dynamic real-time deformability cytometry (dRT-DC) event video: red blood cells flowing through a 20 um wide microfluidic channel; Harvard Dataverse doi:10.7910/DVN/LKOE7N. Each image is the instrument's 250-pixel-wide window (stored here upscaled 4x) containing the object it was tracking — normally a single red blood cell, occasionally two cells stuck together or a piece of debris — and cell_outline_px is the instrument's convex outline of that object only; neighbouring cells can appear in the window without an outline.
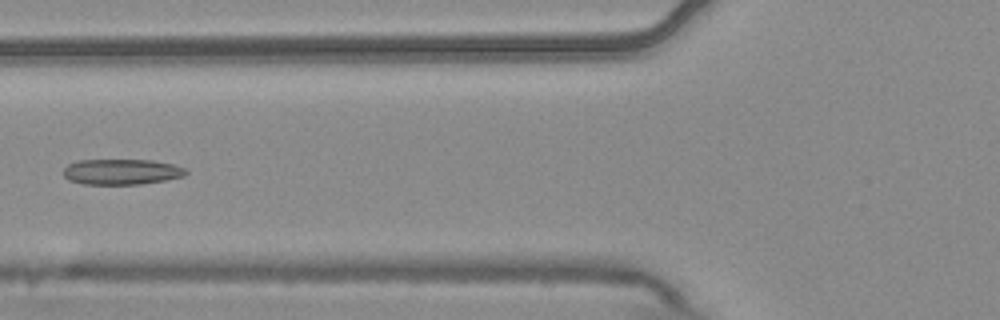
{"species": "common noctule bat (a hibernating species)", "species_latin": "Nyctalus noctula", "temperature_condition": "warm", "stored_images_in_passage": 5, "camera_frame_rate_fps": 3000, "um_per_image_px": 0.085, "animal": {"sex": "male", "body_mass_g": 20.4}, "frame": {"image": 1, "passage_image": 5, "time_ms": 1.333, "image_size_px": [1000, 320], "cell_outline_px": [[188, 172], [184, 176], [164, 180], [140, 184], [84, 184], [68, 180], [64, 176], [64, 168], [68, 164], [76, 160], [152, 160], [172, 164], [184, 168]], "centroid_in_image_um": [10.3, 14.6], "position_along_channel_um": 115.5, "area_um2": 18.21}}